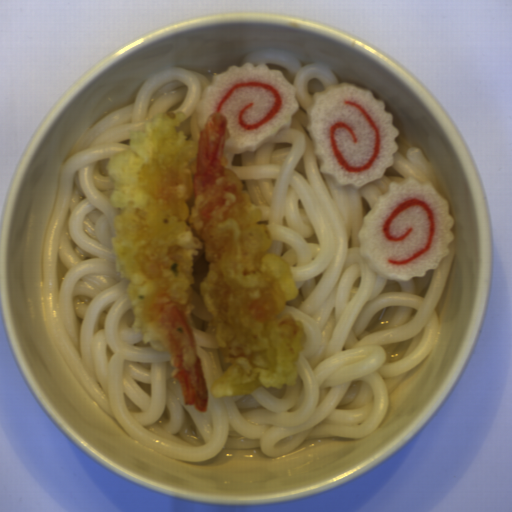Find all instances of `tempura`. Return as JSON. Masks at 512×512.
I'll list each match as a JSON object with an SVG mask.
<instances>
[{
    "label": "tempura",
    "instance_id": "1",
    "mask_svg": "<svg viewBox=\"0 0 512 512\" xmlns=\"http://www.w3.org/2000/svg\"><path fill=\"white\" fill-rule=\"evenodd\" d=\"M184 112H162L129 130V145L106 161L114 189L111 238L115 271L134 312L141 342L166 351L184 405L205 412L209 393L198 357L194 305L195 257L205 250L199 284L209 314L206 335L227 369L209 390L215 398L280 389L297 382L307 342L285 305L298 296L287 262L267 250L270 229L228 166V119L212 112L198 140L176 132Z\"/></svg>",
    "mask_w": 512,
    "mask_h": 512
}]
</instances>
